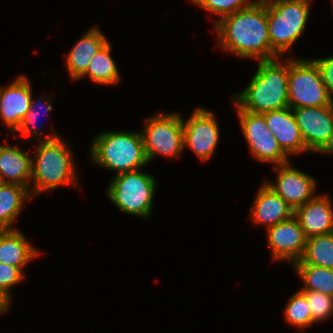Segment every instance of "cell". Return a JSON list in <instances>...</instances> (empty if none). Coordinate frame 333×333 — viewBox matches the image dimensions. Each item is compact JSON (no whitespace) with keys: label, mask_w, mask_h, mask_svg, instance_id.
<instances>
[{"label":"cell","mask_w":333,"mask_h":333,"mask_svg":"<svg viewBox=\"0 0 333 333\" xmlns=\"http://www.w3.org/2000/svg\"><path fill=\"white\" fill-rule=\"evenodd\" d=\"M214 22L218 46L223 50L243 59L264 61L280 58L270 45L267 4L252 3Z\"/></svg>","instance_id":"obj_1"},{"label":"cell","mask_w":333,"mask_h":333,"mask_svg":"<svg viewBox=\"0 0 333 333\" xmlns=\"http://www.w3.org/2000/svg\"><path fill=\"white\" fill-rule=\"evenodd\" d=\"M279 63L278 58L258 62V68L249 85L237 95L234 102L244 111L262 114L289 107V58Z\"/></svg>","instance_id":"obj_2"},{"label":"cell","mask_w":333,"mask_h":333,"mask_svg":"<svg viewBox=\"0 0 333 333\" xmlns=\"http://www.w3.org/2000/svg\"><path fill=\"white\" fill-rule=\"evenodd\" d=\"M62 138L42 140L36 147V157L32 156V197L51 191L59 186L76 185L78 174L71 149Z\"/></svg>","instance_id":"obj_3"},{"label":"cell","mask_w":333,"mask_h":333,"mask_svg":"<svg viewBox=\"0 0 333 333\" xmlns=\"http://www.w3.org/2000/svg\"><path fill=\"white\" fill-rule=\"evenodd\" d=\"M90 147L91 160L115 171V175L137 171L148 164L140 131H103Z\"/></svg>","instance_id":"obj_4"},{"label":"cell","mask_w":333,"mask_h":333,"mask_svg":"<svg viewBox=\"0 0 333 333\" xmlns=\"http://www.w3.org/2000/svg\"><path fill=\"white\" fill-rule=\"evenodd\" d=\"M311 0H276L267 3L271 49L280 57L299 39L309 18Z\"/></svg>","instance_id":"obj_5"},{"label":"cell","mask_w":333,"mask_h":333,"mask_svg":"<svg viewBox=\"0 0 333 333\" xmlns=\"http://www.w3.org/2000/svg\"><path fill=\"white\" fill-rule=\"evenodd\" d=\"M141 170L115 175L107 187V195L123 213L148 218L153 211L157 182Z\"/></svg>","instance_id":"obj_6"},{"label":"cell","mask_w":333,"mask_h":333,"mask_svg":"<svg viewBox=\"0 0 333 333\" xmlns=\"http://www.w3.org/2000/svg\"><path fill=\"white\" fill-rule=\"evenodd\" d=\"M289 107H322L333 103L313 59H289Z\"/></svg>","instance_id":"obj_7"},{"label":"cell","mask_w":333,"mask_h":333,"mask_svg":"<svg viewBox=\"0 0 333 333\" xmlns=\"http://www.w3.org/2000/svg\"><path fill=\"white\" fill-rule=\"evenodd\" d=\"M140 133L148 163L157 155L179 157L183 152V122L178 113L147 118L144 130Z\"/></svg>","instance_id":"obj_8"},{"label":"cell","mask_w":333,"mask_h":333,"mask_svg":"<svg viewBox=\"0 0 333 333\" xmlns=\"http://www.w3.org/2000/svg\"><path fill=\"white\" fill-rule=\"evenodd\" d=\"M308 151L333 153V103L292 109Z\"/></svg>","instance_id":"obj_9"},{"label":"cell","mask_w":333,"mask_h":333,"mask_svg":"<svg viewBox=\"0 0 333 333\" xmlns=\"http://www.w3.org/2000/svg\"><path fill=\"white\" fill-rule=\"evenodd\" d=\"M243 135L252 155L258 161L283 165L289 161L288 156L280 148L276 138L266 125L262 114H254L242 110L235 102Z\"/></svg>","instance_id":"obj_10"},{"label":"cell","mask_w":333,"mask_h":333,"mask_svg":"<svg viewBox=\"0 0 333 333\" xmlns=\"http://www.w3.org/2000/svg\"><path fill=\"white\" fill-rule=\"evenodd\" d=\"M184 148L188 146L201 160H209L219 141V125L210 110L197 108L187 121L183 120Z\"/></svg>","instance_id":"obj_11"},{"label":"cell","mask_w":333,"mask_h":333,"mask_svg":"<svg viewBox=\"0 0 333 333\" xmlns=\"http://www.w3.org/2000/svg\"><path fill=\"white\" fill-rule=\"evenodd\" d=\"M277 179L274 182L266 181L265 184L276 192L293 209L304 205L313 199L317 181L314 177L292 167L288 162L275 165Z\"/></svg>","instance_id":"obj_12"},{"label":"cell","mask_w":333,"mask_h":333,"mask_svg":"<svg viewBox=\"0 0 333 333\" xmlns=\"http://www.w3.org/2000/svg\"><path fill=\"white\" fill-rule=\"evenodd\" d=\"M267 240L274 260L300 261L306 248V236L298 220L290 219L267 228Z\"/></svg>","instance_id":"obj_13"},{"label":"cell","mask_w":333,"mask_h":333,"mask_svg":"<svg viewBox=\"0 0 333 333\" xmlns=\"http://www.w3.org/2000/svg\"><path fill=\"white\" fill-rule=\"evenodd\" d=\"M32 87L27 76H18L9 86L1 87L0 118L15 133L31 105Z\"/></svg>","instance_id":"obj_14"},{"label":"cell","mask_w":333,"mask_h":333,"mask_svg":"<svg viewBox=\"0 0 333 333\" xmlns=\"http://www.w3.org/2000/svg\"><path fill=\"white\" fill-rule=\"evenodd\" d=\"M262 115L280 148L288 157L290 154L308 151L291 107L268 111Z\"/></svg>","instance_id":"obj_15"},{"label":"cell","mask_w":333,"mask_h":333,"mask_svg":"<svg viewBox=\"0 0 333 333\" xmlns=\"http://www.w3.org/2000/svg\"><path fill=\"white\" fill-rule=\"evenodd\" d=\"M306 238L333 232V207L327 195H316L294 210Z\"/></svg>","instance_id":"obj_16"},{"label":"cell","mask_w":333,"mask_h":333,"mask_svg":"<svg viewBox=\"0 0 333 333\" xmlns=\"http://www.w3.org/2000/svg\"><path fill=\"white\" fill-rule=\"evenodd\" d=\"M294 215V210L265 182L256 194L250 219L254 224H264L266 228L286 221Z\"/></svg>","instance_id":"obj_17"},{"label":"cell","mask_w":333,"mask_h":333,"mask_svg":"<svg viewBox=\"0 0 333 333\" xmlns=\"http://www.w3.org/2000/svg\"><path fill=\"white\" fill-rule=\"evenodd\" d=\"M98 29L96 26L91 27L66 56V68L73 81L80 79L86 72L90 60L108 42L105 35Z\"/></svg>","instance_id":"obj_18"},{"label":"cell","mask_w":333,"mask_h":333,"mask_svg":"<svg viewBox=\"0 0 333 333\" xmlns=\"http://www.w3.org/2000/svg\"><path fill=\"white\" fill-rule=\"evenodd\" d=\"M32 156L17 147L0 144V182L30 188Z\"/></svg>","instance_id":"obj_19"},{"label":"cell","mask_w":333,"mask_h":333,"mask_svg":"<svg viewBox=\"0 0 333 333\" xmlns=\"http://www.w3.org/2000/svg\"><path fill=\"white\" fill-rule=\"evenodd\" d=\"M39 254L19 230H0V263L18 267L24 272L23 267Z\"/></svg>","instance_id":"obj_20"},{"label":"cell","mask_w":333,"mask_h":333,"mask_svg":"<svg viewBox=\"0 0 333 333\" xmlns=\"http://www.w3.org/2000/svg\"><path fill=\"white\" fill-rule=\"evenodd\" d=\"M30 196V190L22 185L0 182V230H14L12 226Z\"/></svg>","instance_id":"obj_21"},{"label":"cell","mask_w":333,"mask_h":333,"mask_svg":"<svg viewBox=\"0 0 333 333\" xmlns=\"http://www.w3.org/2000/svg\"><path fill=\"white\" fill-rule=\"evenodd\" d=\"M109 41L90 60L86 72L80 77L88 76L91 81L100 85H112L120 81V73L115 60L110 55Z\"/></svg>","instance_id":"obj_22"},{"label":"cell","mask_w":333,"mask_h":333,"mask_svg":"<svg viewBox=\"0 0 333 333\" xmlns=\"http://www.w3.org/2000/svg\"><path fill=\"white\" fill-rule=\"evenodd\" d=\"M294 264L333 269V232L307 238L303 257Z\"/></svg>","instance_id":"obj_23"},{"label":"cell","mask_w":333,"mask_h":333,"mask_svg":"<svg viewBox=\"0 0 333 333\" xmlns=\"http://www.w3.org/2000/svg\"><path fill=\"white\" fill-rule=\"evenodd\" d=\"M304 282L301 290L317 291L333 297V269L309 264H293Z\"/></svg>","instance_id":"obj_24"},{"label":"cell","mask_w":333,"mask_h":333,"mask_svg":"<svg viewBox=\"0 0 333 333\" xmlns=\"http://www.w3.org/2000/svg\"><path fill=\"white\" fill-rule=\"evenodd\" d=\"M286 321L296 328L305 329L313 324L312 314L305 295L299 290L288 300L284 308Z\"/></svg>","instance_id":"obj_25"},{"label":"cell","mask_w":333,"mask_h":333,"mask_svg":"<svg viewBox=\"0 0 333 333\" xmlns=\"http://www.w3.org/2000/svg\"><path fill=\"white\" fill-rule=\"evenodd\" d=\"M44 96L45 95H43V97L41 96L37 100H34L33 95H32L31 105L28 109V112L25 115V118L23 119L20 127L17 129L15 134L21 133L25 137H28L29 134H32L34 137L38 135V137L39 136L40 137L36 138L37 141L53 140V139L59 137V135L55 131H54V133L52 132V135H50L49 137H46L45 139L39 134L40 127L37 126L38 123H36V118H37V113L40 114V112H43V111L38 110L39 109L38 106L40 105L44 109V113L52 110V105H50L51 99L49 97H46V102H44V101L42 102V100H45ZM31 130H32V133H31Z\"/></svg>","instance_id":"obj_26"},{"label":"cell","mask_w":333,"mask_h":333,"mask_svg":"<svg viewBox=\"0 0 333 333\" xmlns=\"http://www.w3.org/2000/svg\"><path fill=\"white\" fill-rule=\"evenodd\" d=\"M306 297L313 323L322 322L333 315V297L317 291L300 290Z\"/></svg>","instance_id":"obj_27"},{"label":"cell","mask_w":333,"mask_h":333,"mask_svg":"<svg viewBox=\"0 0 333 333\" xmlns=\"http://www.w3.org/2000/svg\"><path fill=\"white\" fill-rule=\"evenodd\" d=\"M195 5L208 10L210 13L217 14L221 20L223 17L234 14L250 6L253 1L250 0H190Z\"/></svg>","instance_id":"obj_28"},{"label":"cell","mask_w":333,"mask_h":333,"mask_svg":"<svg viewBox=\"0 0 333 333\" xmlns=\"http://www.w3.org/2000/svg\"><path fill=\"white\" fill-rule=\"evenodd\" d=\"M25 273L18 267L8 265L6 263H0V292L5 295L10 301L11 292L10 289L23 281Z\"/></svg>","instance_id":"obj_29"},{"label":"cell","mask_w":333,"mask_h":333,"mask_svg":"<svg viewBox=\"0 0 333 333\" xmlns=\"http://www.w3.org/2000/svg\"><path fill=\"white\" fill-rule=\"evenodd\" d=\"M313 60L320 69L323 83L329 95L333 98V56Z\"/></svg>","instance_id":"obj_30"},{"label":"cell","mask_w":333,"mask_h":333,"mask_svg":"<svg viewBox=\"0 0 333 333\" xmlns=\"http://www.w3.org/2000/svg\"><path fill=\"white\" fill-rule=\"evenodd\" d=\"M11 306V301L0 292V314L8 312Z\"/></svg>","instance_id":"obj_31"},{"label":"cell","mask_w":333,"mask_h":333,"mask_svg":"<svg viewBox=\"0 0 333 333\" xmlns=\"http://www.w3.org/2000/svg\"><path fill=\"white\" fill-rule=\"evenodd\" d=\"M276 0H253V3L267 4Z\"/></svg>","instance_id":"obj_32"}]
</instances>
